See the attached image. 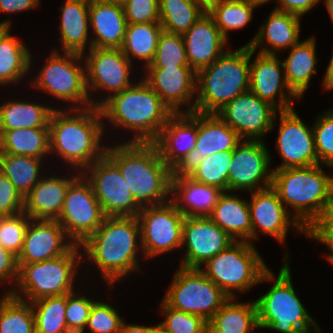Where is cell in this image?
Masks as SVG:
<instances>
[{"label":"cell","instance_id":"4","mask_svg":"<svg viewBox=\"0 0 333 333\" xmlns=\"http://www.w3.org/2000/svg\"><path fill=\"white\" fill-rule=\"evenodd\" d=\"M254 51L243 46L221 54L209 66L196 72L198 98L187 112L217 113L225 104L250 88V58ZM199 84V85H198Z\"/></svg>","mask_w":333,"mask_h":333},{"label":"cell","instance_id":"6","mask_svg":"<svg viewBox=\"0 0 333 333\" xmlns=\"http://www.w3.org/2000/svg\"><path fill=\"white\" fill-rule=\"evenodd\" d=\"M81 111L77 116H68L67 112L54 109L49 120V139L50 151L57 150L68 163L85 169L106 149L99 148L103 129L100 108L90 106Z\"/></svg>","mask_w":333,"mask_h":333},{"label":"cell","instance_id":"8","mask_svg":"<svg viewBox=\"0 0 333 333\" xmlns=\"http://www.w3.org/2000/svg\"><path fill=\"white\" fill-rule=\"evenodd\" d=\"M255 303L258 328L283 333H310L309 327L313 325L315 333L320 332L295 293L287 263L281 268L273 287Z\"/></svg>","mask_w":333,"mask_h":333},{"label":"cell","instance_id":"35","mask_svg":"<svg viewBox=\"0 0 333 333\" xmlns=\"http://www.w3.org/2000/svg\"><path fill=\"white\" fill-rule=\"evenodd\" d=\"M50 151L49 128L0 131V153L40 158Z\"/></svg>","mask_w":333,"mask_h":333},{"label":"cell","instance_id":"53","mask_svg":"<svg viewBox=\"0 0 333 333\" xmlns=\"http://www.w3.org/2000/svg\"><path fill=\"white\" fill-rule=\"evenodd\" d=\"M309 237L328 245L333 251V207L326 213L324 218L309 232ZM329 261L333 264V253L328 256Z\"/></svg>","mask_w":333,"mask_h":333},{"label":"cell","instance_id":"58","mask_svg":"<svg viewBox=\"0 0 333 333\" xmlns=\"http://www.w3.org/2000/svg\"><path fill=\"white\" fill-rule=\"evenodd\" d=\"M324 86L326 89H333V55L326 70Z\"/></svg>","mask_w":333,"mask_h":333},{"label":"cell","instance_id":"14","mask_svg":"<svg viewBox=\"0 0 333 333\" xmlns=\"http://www.w3.org/2000/svg\"><path fill=\"white\" fill-rule=\"evenodd\" d=\"M241 138L215 113H198V134L195 148L172 169V178L190 177L205 157L233 151Z\"/></svg>","mask_w":333,"mask_h":333},{"label":"cell","instance_id":"46","mask_svg":"<svg viewBox=\"0 0 333 333\" xmlns=\"http://www.w3.org/2000/svg\"><path fill=\"white\" fill-rule=\"evenodd\" d=\"M29 220L32 219L24 212L13 216H2L0 220V246L16 257L22 250Z\"/></svg>","mask_w":333,"mask_h":333},{"label":"cell","instance_id":"56","mask_svg":"<svg viewBox=\"0 0 333 333\" xmlns=\"http://www.w3.org/2000/svg\"><path fill=\"white\" fill-rule=\"evenodd\" d=\"M39 0H0V11L11 13L36 7Z\"/></svg>","mask_w":333,"mask_h":333},{"label":"cell","instance_id":"29","mask_svg":"<svg viewBox=\"0 0 333 333\" xmlns=\"http://www.w3.org/2000/svg\"><path fill=\"white\" fill-rule=\"evenodd\" d=\"M177 191H180V195H177ZM171 192L177 195L173 202L185 217L209 216L219 196L223 193L222 190L216 187L195 182L190 177L172 178ZM179 200L186 203L191 210L182 206V204L179 205Z\"/></svg>","mask_w":333,"mask_h":333},{"label":"cell","instance_id":"50","mask_svg":"<svg viewBox=\"0 0 333 333\" xmlns=\"http://www.w3.org/2000/svg\"><path fill=\"white\" fill-rule=\"evenodd\" d=\"M159 0H129L123 5L128 24L160 22Z\"/></svg>","mask_w":333,"mask_h":333},{"label":"cell","instance_id":"49","mask_svg":"<svg viewBox=\"0 0 333 333\" xmlns=\"http://www.w3.org/2000/svg\"><path fill=\"white\" fill-rule=\"evenodd\" d=\"M122 323L112 306L94 301L86 327L92 333H119Z\"/></svg>","mask_w":333,"mask_h":333},{"label":"cell","instance_id":"11","mask_svg":"<svg viewBox=\"0 0 333 333\" xmlns=\"http://www.w3.org/2000/svg\"><path fill=\"white\" fill-rule=\"evenodd\" d=\"M185 216L175 203L142 207L137 215L145 257H152L182 246Z\"/></svg>","mask_w":333,"mask_h":333},{"label":"cell","instance_id":"33","mask_svg":"<svg viewBox=\"0 0 333 333\" xmlns=\"http://www.w3.org/2000/svg\"><path fill=\"white\" fill-rule=\"evenodd\" d=\"M300 16L275 9L256 37L247 44L254 52L266 39L273 50L297 45L300 31Z\"/></svg>","mask_w":333,"mask_h":333},{"label":"cell","instance_id":"15","mask_svg":"<svg viewBox=\"0 0 333 333\" xmlns=\"http://www.w3.org/2000/svg\"><path fill=\"white\" fill-rule=\"evenodd\" d=\"M81 57L83 55L67 52L66 56L61 57L57 51L53 52L34 83L62 100L95 106L89 100L85 71L73 63L74 60H82Z\"/></svg>","mask_w":333,"mask_h":333},{"label":"cell","instance_id":"62","mask_svg":"<svg viewBox=\"0 0 333 333\" xmlns=\"http://www.w3.org/2000/svg\"><path fill=\"white\" fill-rule=\"evenodd\" d=\"M326 6L328 8L331 20L333 22V0H325Z\"/></svg>","mask_w":333,"mask_h":333},{"label":"cell","instance_id":"36","mask_svg":"<svg viewBox=\"0 0 333 333\" xmlns=\"http://www.w3.org/2000/svg\"><path fill=\"white\" fill-rule=\"evenodd\" d=\"M53 111L54 109L35 103L9 101L0 106V131L49 128Z\"/></svg>","mask_w":333,"mask_h":333},{"label":"cell","instance_id":"31","mask_svg":"<svg viewBox=\"0 0 333 333\" xmlns=\"http://www.w3.org/2000/svg\"><path fill=\"white\" fill-rule=\"evenodd\" d=\"M90 0H66L62 6L61 36L65 53L83 54L87 42Z\"/></svg>","mask_w":333,"mask_h":333},{"label":"cell","instance_id":"5","mask_svg":"<svg viewBox=\"0 0 333 333\" xmlns=\"http://www.w3.org/2000/svg\"><path fill=\"white\" fill-rule=\"evenodd\" d=\"M138 234L137 217H105L101 226L81 245L111 284L138 268L135 255Z\"/></svg>","mask_w":333,"mask_h":333},{"label":"cell","instance_id":"59","mask_svg":"<svg viewBox=\"0 0 333 333\" xmlns=\"http://www.w3.org/2000/svg\"><path fill=\"white\" fill-rule=\"evenodd\" d=\"M85 327L66 326L63 333H83Z\"/></svg>","mask_w":333,"mask_h":333},{"label":"cell","instance_id":"2","mask_svg":"<svg viewBox=\"0 0 333 333\" xmlns=\"http://www.w3.org/2000/svg\"><path fill=\"white\" fill-rule=\"evenodd\" d=\"M105 154L118 166L141 207L145 204L155 206L167 203L172 171L162 160L154 142L129 141L114 148H106Z\"/></svg>","mask_w":333,"mask_h":333},{"label":"cell","instance_id":"26","mask_svg":"<svg viewBox=\"0 0 333 333\" xmlns=\"http://www.w3.org/2000/svg\"><path fill=\"white\" fill-rule=\"evenodd\" d=\"M252 203L248 204L252 224V238H256L259 225L263 234L269 233L279 241H284L288 226L293 224L289 219L277 192L270 186L253 191Z\"/></svg>","mask_w":333,"mask_h":333},{"label":"cell","instance_id":"22","mask_svg":"<svg viewBox=\"0 0 333 333\" xmlns=\"http://www.w3.org/2000/svg\"><path fill=\"white\" fill-rule=\"evenodd\" d=\"M197 134L198 112L174 113L167 120L154 143L170 169L195 148Z\"/></svg>","mask_w":333,"mask_h":333},{"label":"cell","instance_id":"17","mask_svg":"<svg viewBox=\"0 0 333 333\" xmlns=\"http://www.w3.org/2000/svg\"><path fill=\"white\" fill-rule=\"evenodd\" d=\"M234 240L208 216L185 217L182 245L187 244L183 268H201L209 259L230 246Z\"/></svg>","mask_w":333,"mask_h":333},{"label":"cell","instance_id":"47","mask_svg":"<svg viewBox=\"0 0 333 333\" xmlns=\"http://www.w3.org/2000/svg\"><path fill=\"white\" fill-rule=\"evenodd\" d=\"M162 310L167 317L159 326L166 333H208L207 321L202 317L174 309L165 301Z\"/></svg>","mask_w":333,"mask_h":333},{"label":"cell","instance_id":"64","mask_svg":"<svg viewBox=\"0 0 333 333\" xmlns=\"http://www.w3.org/2000/svg\"><path fill=\"white\" fill-rule=\"evenodd\" d=\"M153 333H166V332L159 325H157Z\"/></svg>","mask_w":333,"mask_h":333},{"label":"cell","instance_id":"40","mask_svg":"<svg viewBox=\"0 0 333 333\" xmlns=\"http://www.w3.org/2000/svg\"><path fill=\"white\" fill-rule=\"evenodd\" d=\"M16 291L0 300V333H36L31 307Z\"/></svg>","mask_w":333,"mask_h":333},{"label":"cell","instance_id":"51","mask_svg":"<svg viewBox=\"0 0 333 333\" xmlns=\"http://www.w3.org/2000/svg\"><path fill=\"white\" fill-rule=\"evenodd\" d=\"M24 197L11 181L0 172V216H13L23 212Z\"/></svg>","mask_w":333,"mask_h":333},{"label":"cell","instance_id":"45","mask_svg":"<svg viewBox=\"0 0 333 333\" xmlns=\"http://www.w3.org/2000/svg\"><path fill=\"white\" fill-rule=\"evenodd\" d=\"M182 66H189L182 34L162 31L154 60L147 68Z\"/></svg>","mask_w":333,"mask_h":333},{"label":"cell","instance_id":"21","mask_svg":"<svg viewBox=\"0 0 333 333\" xmlns=\"http://www.w3.org/2000/svg\"><path fill=\"white\" fill-rule=\"evenodd\" d=\"M89 51L90 55L86 58L89 73V77L86 76L87 91L90 86L117 94L132 86L128 78L131 61L121 49L90 48Z\"/></svg>","mask_w":333,"mask_h":333},{"label":"cell","instance_id":"32","mask_svg":"<svg viewBox=\"0 0 333 333\" xmlns=\"http://www.w3.org/2000/svg\"><path fill=\"white\" fill-rule=\"evenodd\" d=\"M315 39L310 38L291 47L289 57L284 60V79L289 89L299 98L308 88L315 70Z\"/></svg>","mask_w":333,"mask_h":333},{"label":"cell","instance_id":"13","mask_svg":"<svg viewBox=\"0 0 333 333\" xmlns=\"http://www.w3.org/2000/svg\"><path fill=\"white\" fill-rule=\"evenodd\" d=\"M91 184L106 217H137L142 207L132 195L118 166L104 154L92 164ZM140 209V210H139Z\"/></svg>","mask_w":333,"mask_h":333},{"label":"cell","instance_id":"61","mask_svg":"<svg viewBox=\"0 0 333 333\" xmlns=\"http://www.w3.org/2000/svg\"><path fill=\"white\" fill-rule=\"evenodd\" d=\"M202 4L206 9H208L217 0H194Z\"/></svg>","mask_w":333,"mask_h":333},{"label":"cell","instance_id":"37","mask_svg":"<svg viewBox=\"0 0 333 333\" xmlns=\"http://www.w3.org/2000/svg\"><path fill=\"white\" fill-rule=\"evenodd\" d=\"M9 27L0 28V84L17 82L30 68L28 49L9 35Z\"/></svg>","mask_w":333,"mask_h":333},{"label":"cell","instance_id":"48","mask_svg":"<svg viewBox=\"0 0 333 333\" xmlns=\"http://www.w3.org/2000/svg\"><path fill=\"white\" fill-rule=\"evenodd\" d=\"M312 129L318 161L333 167V113L319 117Z\"/></svg>","mask_w":333,"mask_h":333},{"label":"cell","instance_id":"43","mask_svg":"<svg viewBox=\"0 0 333 333\" xmlns=\"http://www.w3.org/2000/svg\"><path fill=\"white\" fill-rule=\"evenodd\" d=\"M33 315L36 333H63L66 325V294L45 297L34 302Z\"/></svg>","mask_w":333,"mask_h":333},{"label":"cell","instance_id":"7","mask_svg":"<svg viewBox=\"0 0 333 333\" xmlns=\"http://www.w3.org/2000/svg\"><path fill=\"white\" fill-rule=\"evenodd\" d=\"M205 265L202 272L229 298H234L232 289L245 291L256 283L274 280L252 243L245 241H234Z\"/></svg>","mask_w":333,"mask_h":333},{"label":"cell","instance_id":"44","mask_svg":"<svg viewBox=\"0 0 333 333\" xmlns=\"http://www.w3.org/2000/svg\"><path fill=\"white\" fill-rule=\"evenodd\" d=\"M233 151H223L205 157L190 176L195 182L228 191V171Z\"/></svg>","mask_w":333,"mask_h":333},{"label":"cell","instance_id":"57","mask_svg":"<svg viewBox=\"0 0 333 333\" xmlns=\"http://www.w3.org/2000/svg\"><path fill=\"white\" fill-rule=\"evenodd\" d=\"M155 328L156 327H145L139 325L126 326L123 322L119 333H153Z\"/></svg>","mask_w":333,"mask_h":333},{"label":"cell","instance_id":"55","mask_svg":"<svg viewBox=\"0 0 333 333\" xmlns=\"http://www.w3.org/2000/svg\"><path fill=\"white\" fill-rule=\"evenodd\" d=\"M281 6L277 7V10L292 13L298 16L307 13L314 7L319 0H278Z\"/></svg>","mask_w":333,"mask_h":333},{"label":"cell","instance_id":"20","mask_svg":"<svg viewBox=\"0 0 333 333\" xmlns=\"http://www.w3.org/2000/svg\"><path fill=\"white\" fill-rule=\"evenodd\" d=\"M36 221L34 225L30 222L26 228L23 247L17 257L18 264L54 259L66 254L75 245V243L64 244L67 234L57 220Z\"/></svg>","mask_w":333,"mask_h":333},{"label":"cell","instance_id":"38","mask_svg":"<svg viewBox=\"0 0 333 333\" xmlns=\"http://www.w3.org/2000/svg\"><path fill=\"white\" fill-rule=\"evenodd\" d=\"M160 24L163 31L183 34L207 9L194 0H159Z\"/></svg>","mask_w":333,"mask_h":333},{"label":"cell","instance_id":"27","mask_svg":"<svg viewBox=\"0 0 333 333\" xmlns=\"http://www.w3.org/2000/svg\"><path fill=\"white\" fill-rule=\"evenodd\" d=\"M78 178L40 179L24 197L23 212L33 221L57 220L61 214L69 186Z\"/></svg>","mask_w":333,"mask_h":333},{"label":"cell","instance_id":"30","mask_svg":"<svg viewBox=\"0 0 333 333\" xmlns=\"http://www.w3.org/2000/svg\"><path fill=\"white\" fill-rule=\"evenodd\" d=\"M223 192L208 216L234 241V235H239L245 242L252 238V224L248 202ZM244 239V240H243Z\"/></svg>","mask_w":333,"mask_h":333},{"label":"cell","instance_id":"54","mask_svg":"<svg viewBox=\"0 0 333 333\" xmlns=\"http://www.w3.org/2000/svg\"><path fill=\"white\" fill-rule=\"evenodd\" d=\"M18 279L17 257L0 246V280Z\"/></svg>","mask_w":333,"mask_h":333},{"label":"cell","instance_id":"42","mask_svg":"<svg viewBox=\"0 0 333 333\" xmlns=\"http://www.w3.org/2000/svg\"><path fill=\"white\" fill-rule=\"evenodd\" d=\"M256 6L258 5L244 0H217L207 12L227 39L229 30L242 28L252 19V10Z\"/></svg>","mask_w":333,"mask_h":333},{"label":"cell","instance_id":"10","mask_svg":"<svg viewBox=\"0 0 333 333\" xmlns=\"http://www.w3.org/2000/svg\"><path fill=\"white\" fill-rule=\"evenodd\" d=\"M78 246L75 244L66 254L51 260L18 264L17 282L29 302L74 292L72 282Z\"/></svg>","mask_w":333,"mask_h":333},{"label":"cell","instance_id":"25","mask_svg":"<svg viewBox=\"0 0 333 333\" xmlns=\"http://www.w3.org/2000/svg\"><path fill=\"white\" fill-rule=\"evenodd\" d=\"M144 80L173 113H180L181 104L189 102L196 90V72L190 66L148 68Z\"/></svg>","mask_w":333,"mask_h":333},{"label":"cell","instance_id":"52","mask_svg":"<svg viewBox=\"0 0 333 333\" xmlns=\"http://www.w3.org/2000/svg\"><path fill=\"white\" fill-rule=\"evenodd\" d=\"M93 301L86 297L74 296V293L66 294V325L85 327L92 309Z\"/></svg>","mask_w":333,"mask_h":333},{"label":"cell","instance_id":"23","mask_svg":"<svg viewBox=\"0 0 333 333\" xmlns=\"http://www.w3.org/2000/svg\"><path fill=\"white\" fill-rule=\"evenodd\" d=\"M275 51L262 48L254 61L250 66V88L259 99L268 102L275 108L277 107L274 100L275 95L279 92V110L292 109L290 103L291 97L298 98L288 87L286 80L281 81V69L282 62H279ZM284 87L288 89V94L291 97H284ZM283 88V89H282Z\"/></svg>","mask_w":333,"mask_h":333},{"label":"cell","instance_id":"65","mask_svg":"<svg viewBox=\"0 0 333 333\" xmlns=\"http://www.w3.org/2000/svg\"><path fill=\"white\" fill-rule=\"evenodd\" d=\"M10 23H11V22H9V21H5V22H3V23H0V26H1V27H10Z\"/></svg>","mask_w":333,"mask_h":333},{"label":"cell","instance_id":"28","mask_svg":"<svg viewBox=\"0 0 333 333\" xmlns=\"http://www.w3.org/2000/svg\"><path fill=\"white\" fill-rule=\"evenodd\" d=\"M89 21L97 35L90 48L121 49L128 24L123 6L90 0Z\"/></svg>","mask_w":333,"mask_h":333},{"label":"cell","instance_id":"39","mask_svg":"<svg viewBox=\"0 0 333 333\" xmlns=\"http://www.w3.org/2000/svg\"><path fill=\"white\" fill-rule=\"evenodd\" d=\"M163 28L160 22L127 24L125 39L121 47L124 55L130 60V54L143 59L149 66L154 60L158 39Z\"/></svg>","mask_w":333,"mask_h":333},{"label":"cell","instance_id":"60","mask_svg":"<svg viewBox=\"0 0 333 333\" xmlns=\"http://www.w3.org/2000/svg\"><path fill=\"white\" fill-rule=\"evenodd\" d=\"M99 1L106 2V3H112V4H116V5L123 6V5H125L129 0H99Z\"/></svg>","mask_w":333,"mask_h":333},{"label":"cell","instance_id":"1","mask_svg":"<svg viewBox=\"0 0 333 333\" xmlns=\"http://www.w3.org/2000/svg\"><path fill=\"white\" fill-rule=\"evenodd\" d=\"M271 187L283 203L295 208L294 226L308 237L333 207V178L326 176L319 164L276 169Z\"/></svg>","mask_w":333,"mask_h":333},{"label":"cell","instance_id":"18","mask_svg":"<svg viewBox=\"0 0 333 333\" xmlns=\"http://www.w3.org/2000/svg\"><path fill=\"white\" fill-rule=\"evenodd\" d=\"M233 150L228 171V191L250 189L262 190L272 184V172L269 171L270 157L267 148L260 140H246ZM263 178L265 187H258Z\"/></svg>","mask_w":333,"mask_h":333},{"label":"cell","instance_id":"63","mask_svg":"<svg viewBox=\"0 0 333 333\" xmlns=\"http://www.w3.org/2000/svg\"><path fill=\"white\" fill-rule=\"evenodd\" d=\"M244 1H248V2H251V3H254L256 5H262L264 3H267L269 0H244Z\"/></svg>","mask_w":333,"mask_h":333},{"label":"cell","instance_id":"34","mask_svg":"<svg viewBox=\"0 0 333 333\" xmlns=\"http://www.w3.org/2000/svg\"><path fill=\"white\" fill-rule=\"evenodd\" d=\"M230 298L207 322L208 333H253L258 327L256 303L232 302Z\"/></svg>","mask_w":333,"mask_h":333},{"label":"cell","instance_id":"41","mask_svg":"<svg viewBox=\"0 0 333 333\" xmlns=\"http://www.w3.org/2000/svg\"><path fill=\"white\" fill-rule=\"evenodd\" d=\"M40 158L0 153V172L25 197L40 180L38 179Z\"/></svg>","mask_w":333,"mask_h":333},{"label":"cell","instance_id":"19","mask_svg":"<svg viewBox=\"0 0 333 333\" xmlns=\"http://www.w3.org/2000/svg\"><path fill=\"white\" fill-rule=\"evenodd\" d=\"M277 147L283 158L282 166L277 169L319 164L313 130L304 125L293 108L280 111Z\"/></svg>","mask_w":333,"mask_h":333},{"label":"cell","instance_id":"12","mask_svg":"<svg viewBox=\"0 0 333 333\" xmlns=\"http://www.w3.org/2000/svg\"><path fill=\"white\" fill-rule=\"evenodd\" d=\"M105 217L91 184L78 177L67 190L58 223L80 245L101 226Z\"/></svg>","mask_w":333,"mask_h":333},{"label":"cell","instance_id":"3","mask_svg":"<svg viewBox=\"0 0 333 333\" xmlns=\"http://www.w3.org/2000/svg\"><path fill=\"white\" fill-rule=\"evenodd\" d=\"M95 106L115 125L138 131L132 142H154L174 114L144 80Z\"/></svg>","mask_w":333,"mask_h":333},{"label":"cell","instance_id":"16","mask_svg":"<svg viewBox=\"0 0 333 333\" xmlns=\"http://www.w3.org/2000/svg\"><path fill=\"white\" fill-rule=\"evenodd\" d=\"M276 109L248 90L225 104L215 114L236 131L241 139L254 137L253 140H259L260 136L273 128Z\"/></svg>","mask_w":333,"mask_h":333},{"label":"cell","instance_id":"24","mask_svg":"<svg viewBox=\"0 0 333 333\" xmlns=\"http://www.w3.org/2000/svg\"><path fill=\"white\" fill-rule=\"evenodd\" d=\"M182 36L188 64L195 72L209 66L223 54V46L227 42L208 12Z\"/></svg>","mask_w":333,"mask_h":333},{"label":"cell","instance_id":"9","mask_svg":"<svg viewBox=\"0 0 333 333\" xmlns=\"http://www.w3.org/2000/svg\"><path fill=\"white\" fill-rule=\"evenodd\" d=\"M229 299L202 269L180 267L164 301L174 309L198 315L208 322Z\"/></svg>","mask_w":333,"mask_h":333}]
</instances>
